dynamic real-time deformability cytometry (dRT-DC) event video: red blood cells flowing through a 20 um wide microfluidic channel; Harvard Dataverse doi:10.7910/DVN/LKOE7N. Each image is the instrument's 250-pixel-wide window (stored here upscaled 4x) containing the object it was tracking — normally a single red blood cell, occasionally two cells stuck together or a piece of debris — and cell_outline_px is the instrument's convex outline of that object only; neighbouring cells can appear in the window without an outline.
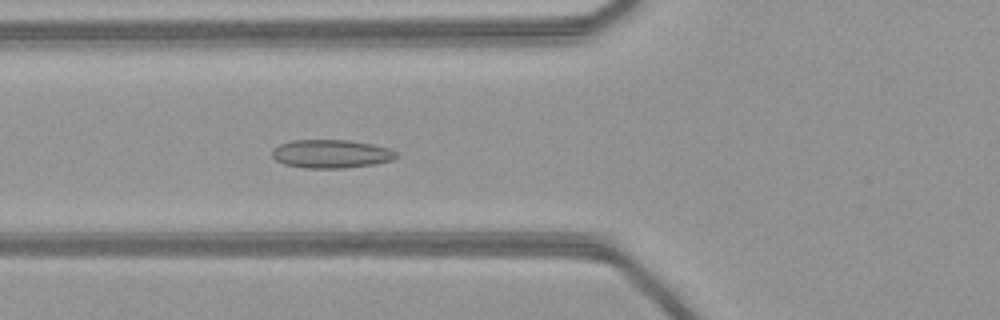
{"species": "common noctule bat (a hibernating species)", "species_latin": "Nyctalus noctula", "temperature_condition": "warm", "stored_images_in_passage": 52, "camera_frame_rate_fps": 3000, "um_per_image_px": 0.085, "animal": {"sex": "female", "body_mass_g": 21.9}, "frame": {"image": 1, "passage_image": 20, "time_ms": 6.333, "image_size_px": [1000, 320], "cell_outline_px": [[396, 156], [392, 160], [376, 164], [344, 168], [304, 168], [284, 164], [276, 160], [272, 156], [272, 148], [280, 144], [292, 140], [348, 140], [372, 144], [388, 148], [396, 152]], "centroid_in_image_um": [28.12, 13.08], "position_along_channel_um": 97.7, "area_um2": 20.58}}
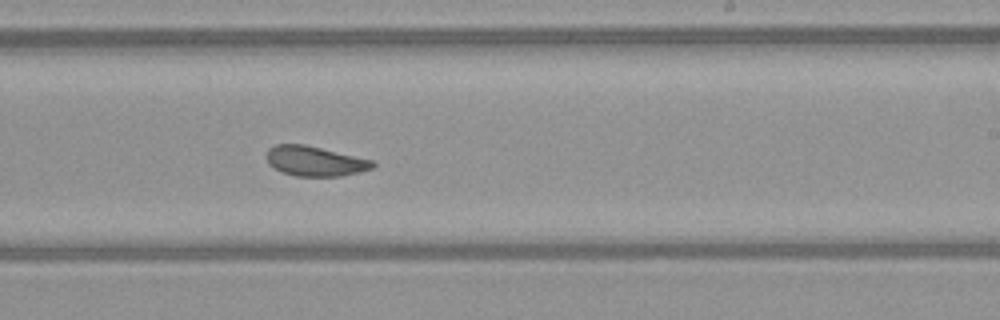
{"frame": {"image": 2, "passage_image": 32, "time_ms": 10.333, "image_size_px": [1000, 320], "cell_outline_px": [[376, 164], [372, 168], [360, 172], [340, 176], [296, 176], [280, 172], [268, 164], [268, 148], [276, 144], [304, 144], [372, 160]], "centroid_in_image_um": [26.75, 13.7], "position_along_channel_um": 262.2, "area_um2": 18.38}}
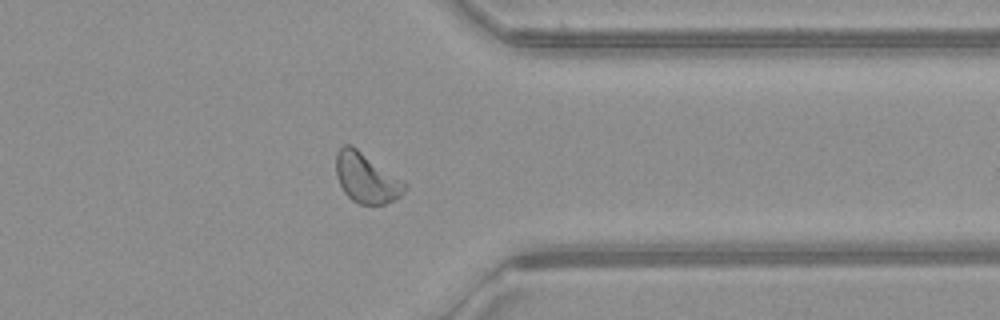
{"frame": {"image": 3, "passage_image": 41, "time_ms": 13.333, "image_size_px": [1000, 320], "cell_outline_px": [[408, 184], [404, 192], [396, 200], [384, 204], [360, 204], [352, 200], [344, 192], [336, 176], [336, 152], [344, 144], [352, 144], [404, 180]], "centroid_in_image_um": [31.16, 15.11], "position_along_channel_um": 380.2, "area_um2": 20.29}, "authors_computed_cell_mechanics": {"area_um2": 20.3456, "velocity_mm_per_s": 4.0919, "shape_relaxation_time_tau1_ms": null, "shape_relaxation_time_tau2_ms": 2.2413, "deformation_change_tau1": null, "deformation_change_tau2": 0.0734}}